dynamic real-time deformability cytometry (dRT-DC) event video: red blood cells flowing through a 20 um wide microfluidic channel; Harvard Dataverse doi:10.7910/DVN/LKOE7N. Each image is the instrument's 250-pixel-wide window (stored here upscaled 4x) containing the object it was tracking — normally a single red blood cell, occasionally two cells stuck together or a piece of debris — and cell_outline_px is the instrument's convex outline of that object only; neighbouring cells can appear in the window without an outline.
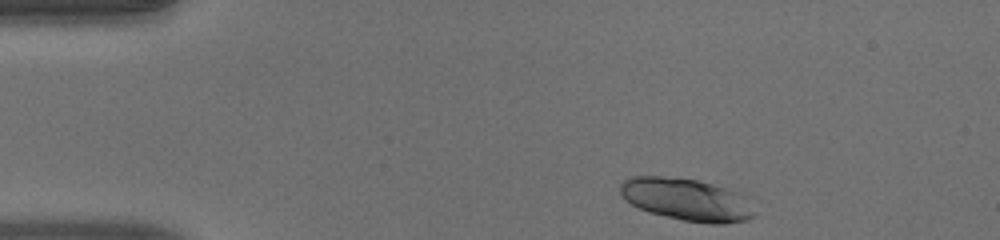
{"species": "human", "species_latin": "Homo sapiens", "temperature_condition": "warm", "stored_images_in_passage": 37, "camera_frame_rate_fps": 3000, "um_per_image_px": 0.085, "donor": {"sex": "male"}, "frame": {"image": 1, "passage_image": 1, "time_ms": 0.0, "image_size_px": [1000, 240], "cell_outline_px": [[756, 216], [748, 220], [724, 224], [708, 224], [684, 220], [648, 212], [632, 204], [620, 192], [620, 184], [624, 180], [632, 176], [660, 176], [696, 180], [712, 184], [740, 192], [748, 196], [756, 212]], "centroid_in_image_um": [58.46, 16.97], "position_along_channel_um": 26.5, "area_um2": 33.35}}
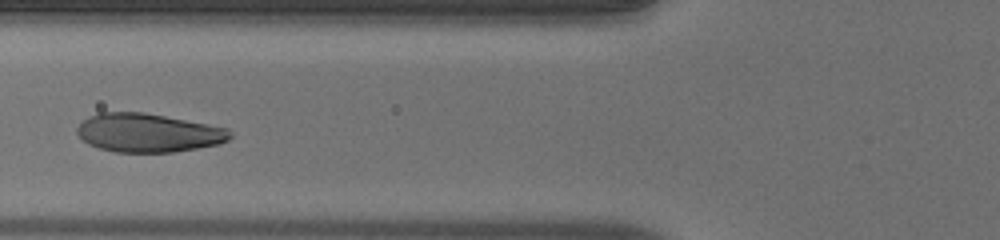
{"frame": {"image": 2, "passage_image": 13, "time_ms": 4.0, "image_size_px": [1000, 240], "cell_outline_px": [[232, 136], [228, 140], [220, 144], [172, 152], [116, 152], [100, 148], [88, 144], [76, 132], [76, 128], [88, 116], [100, 112], [144, 112], [228, 128], [232, 132]], "centroid_in_image_um": [12.6, 11.29], "position_along_channel_um": 113.2, "area_um2": 34.33}}
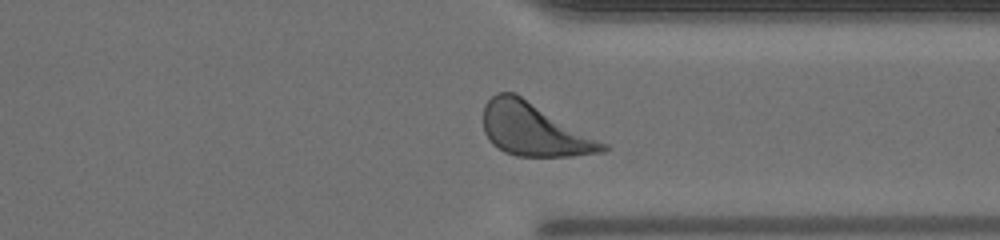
{"frame": {"image": 3, "passage_image": 32, "time_ms": 10.333, "image_size_px": [1000, 240], "cell_outline_px": [[612, 148], [604, 152], [572, 156], [516, 156], [504, 152], [492, 144], [488, 140], [484, 132], [484, 104], [496, 92], [512, 92], [520, 96], [608, 144]], "centroid_in_image_um": [45.39, 11.04], "position_along_channel_um": 366.0, "area_um2": 36.53}, "authors_computed_cell_mechanics": {"area_um2": 34.5066, "velocity_mm_per_s": 3.9915, "shape_relaxation_time_tau1_ms": 4.0865, "shape_relaxation_time_tau2_ms": null, "deformation_change_tau1": 0.2313, "deformation_change_tau2": null}}